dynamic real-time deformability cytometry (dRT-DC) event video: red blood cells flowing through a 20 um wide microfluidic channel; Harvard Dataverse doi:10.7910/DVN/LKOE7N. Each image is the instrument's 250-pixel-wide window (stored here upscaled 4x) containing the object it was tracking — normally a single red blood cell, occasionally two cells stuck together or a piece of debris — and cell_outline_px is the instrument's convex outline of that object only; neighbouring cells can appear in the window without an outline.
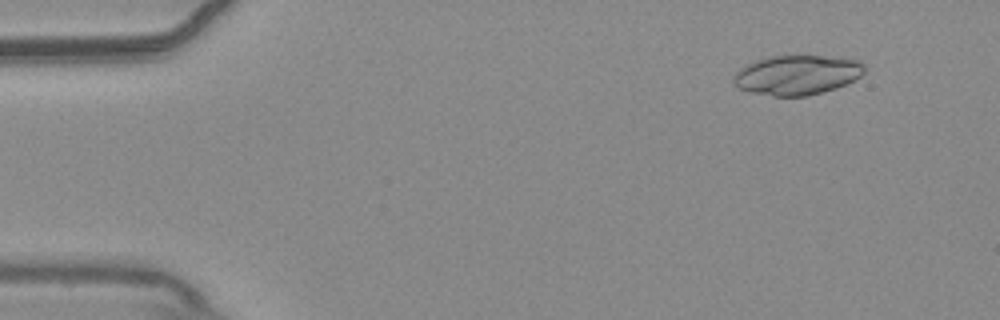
{"species": "common noctule bat (a hibernating species)", "species_latin": "Nyctalus noctula", "temperature_condition": "warm", "stored_images_in_passage": 54, "camera_frame_rate_fps": 3000, "um_per_image_px": 0.085, "animal": {"sex": "male", "body_mass_g": 20.4}, "frame": {"image": 1, "passage_image": 5, "time_ms": 1.333, "image_size_px": [1000, 320], "cell_outline_px": [[864, 72], [860, 76], [836, 88], [808, 96], [772, 96], [748, 92], [732, 84], [732, 80], [736, 72], [744, 64], [756, 60], [772, 56], [840, 56], [860, 60], [864, 64]], "centroid_in_image_um": [67.73, 6.36], "position_along_channel_um": 17.3, "area_um2": 30.52}}